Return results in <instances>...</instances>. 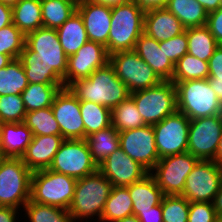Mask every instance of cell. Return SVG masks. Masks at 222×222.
<instances>
[{
    "mask_svg": "<svg viewBox=\"0 0 222 222\" xmlns=\"http://www.w3.org/2000/svg\"><path fill=\"white\" fill-rule=\"evenodd\" d=\"M68 88L79 101L94 102L110 109L130 96L126 85L117 77L109 62L88 78L73 82Z\"/></svg>",
    "mask_w": 222,
    "mask_h": 222,
    "instance_id": "cell-1",
    "label": "cell"
},
{
    "mask_svg": "<svg viewBox=\"0 0 222 222\" xmlns=\"http://www.w3.org/2000/svg\"><path fill=\"white\" fill-rule=\"evenodd\" d=\"M112 187V183L99 170L77 179L74 196L68 208L73 221H100Z\"/></svg>",
    "mask_w": 222,
    "mask_h": 222,
    "instance_id": "cell-2",
    "label": "cell"
},
{
    "mask_svg": "<svg viewBox=\"0 0 222 222\" xmlns=\"http://www.w3.org/2000/svg\"><path fill=\"white\" fill-rule=\"evenodd\" d=\"M142 10L133 0L111 8V28L108 35V54L133 50L137 39L144 33Z\"/></svg>",
    "mask_w": 222,
    "mask_h": 222,
    "instance_id": "cell-3",
    "label": "cell"
},
{
    "mask_svg": "<svg viewBox=\"0 0 222 222\" xmlns=\"http://www.w3.org/2000/svg\"><path fill=\"white\" fill-rule=\"evenodd\" d=\"M177 110L190 120L222 114V104L208 79L177 82Z\"/></svg>",
    "mask_w": 222,
    "mask_h": 222,
    "instance_id": "cell-4",
    "label": "cell"
},
{
    "mask_svg": "<svg viewBox=\"0 0 222 222\" xmlns=\"http://www.w3.org/2000/svg\"><path fill=\"white\" fill-rule=\"evenodd\" d=\"M32 173L22 158H0V206L23 210L31 197Z\"/></svg>",
    "mask_w": 222,
    "mask_h": 222,
    "instance_id": "cell-5",
    "label": "cell"
},
{
    "mask_svg": "<svg viewBox=\"0 0 222 222\" xmlns=\"http://www.w3.org/2000/svg\"><path fill=\"white\" fill-rule=\"evenodd\" d=\"M76 182L77 179L50 169L34 171L31 177L30 200L68 210Z\"/></svg>",
    "mask_w": 222,
    "mask_h": 222,
    "instance_id": "cell-6",
    "label": "cell"
},
{
    "mask_svg": "<svg viewBox=\"0 0 222 222\" xmlns=\"http://www.w3.org/2000/svg\"><path fill=\"white\" fill-rule=\"evenodd\" d=\"M146 125H154L177 110L176 86L161 81L148 89L130 93Z\"/></svg>",
    "mask_w": 222,
    "mask_h": 222,
    "instance_id": "cell-7",
    "label": "cell"
},
{
    "mask_svg": "<svg viewBox=\"0 0 222 222\" xmlns=\"http://www.w3.org/2000/svg\"><path fill=\"white\" fill-rule=\"evenodd\" d=\"M109 63L130 93L148 89L162 81L134 50L120 51L109 55Z\"/></svg>",
    "mask_w": 222,
    "mask_h": 222,
    "instance_id": "cell-8",
    "label": "cell"
},
{
    "mask_svg": "<svg viewBox=\"0 0 222 222\" xmlns=\"http://www.w3.org/2000/svg\"><path fill=\"white\" fill-rule=\"evenodd\" d=\"M51 171L81 179L98 170L85 139H65L49 167Z\"/></svg>",
    "mask_w": 222,
    "mask_h": 222,
    "instance_id": "cell-9",
    "label": "cell"
},
{
    "mask_svg": "<svg viewBox=\"0 0 222 222\" xmlns=\"http://www.w3.org/2000/svg\"><path fill=\"white\" fill-rule=\"evenodd\" d=\"M199 161L188 151L158 160L150 174L164 195H182L188 174Z\"/></svg>",
    "mask_w": 222,
    "mask_h": 222,
    "instance_id": "cell-10",
    "label": "cell"
},
{
    "mask_svg": "<svg viewBox=\"0 0 222 222\" xmlns=\"http://www.w3.org/2000/svg\"><path fill=\"white\" fill-rule=\"evenodd\" d=\"M25 45L37 54V60L54 71L63 81L66 76L68 56L58 38L56 29L40 27L26 34Z\"/></svg>",
    "mask_w": 222,
    "mask_h": 222,
    "instance_id": "cell-11",
    "label": "cell"
},
{
    "mask_svg": "<svg viewBox=\"0 0 222 222\" xmlns=\"http://www.w3.org/2000/svg\"><path fill=\"white\" fill-rule=\"evenodd\" d=\"M190 119L176 110L153 125L159 159L187 152Z\"/></svg>",
    "mask_w": 222,
    "mask_h": 222,
    "instance_id": "cell-12",
    "label": "cell"
},
{
    "mask_svg": "<svg viewBox=\"0 0 222 222\" xmlns=\"http://www.w3.org/2000/svg\"><path fill=\"white\" fill-rule=\"evenodd\" d=\"M222 184V167L213 160H199L188 174L182 196L189 202L212 203Z\"/></svg>",
    "mask_w": 222,
    "mask_h": 222,
    "instance_id": "cell-13",
    "label": "cell"
},
{
    "mask_svg": "<svg viewBox=\"0 0 222 222\" xmlns=\"http://www.w3.org/2000/svg\"><path fill=\"white\" fill-rule=\"evenodd\" d=\"M222 132V114L190 120L187 151L199 160H214Z\"/></svg>",
    "mask_w": 222,
    "mask_h": 222,
    "instance_id": "cell-14",
    "label": "cell"
},
{
    "mask_svg": "<svg viewBox=\"0 0 222 222\" xmlns=\"http://www.w3.org/2000/svg\"><path fill=\"white\" fill-rule=\"evenodd\" d=\"M120 148L149 173L159 160L153 125L119 132Z\"/></svg>",
    "mask_w": 222,
    "mask_h": 222,
    "instance_id": "cell-15",
    "label": "cell"
},
{
    "mask_svg": "<svg viewBox=\"0 0 222 222\" xmlns=\"http://www.w3.org/2000/svg\"><path fill=\"white\" fill-rule=\"evenodd\" d=\"M109 62V54L102 44L87 41L75 54L68 56L66 76L63 86L68 88L73 82L88 78L96 69Z\"/></svg>",
    "mask_w": 222,
    "mask_h": 222,
    "instance_id": "cell-16",
    "label": "cell"
},
{
    "mask_svg": "<svg viewBox=\"0 0 222 222\" xmlns=\"http://www.w3.org/2000/svg\"><path fill=\"white\" fill-rule=\"evenodd\" d=\"M51 108L64 139H84V122L79 99L69 88L60 89L54 97Z\"/></svg>",
    "mask_w": 222,
    "mask_h": 222,
    "instance_id": "cell-17",
    "label": "cell"
},
{
    "mask_svg": "<svg viewBox=\"0 0 222 222\" xmlns=\"http://www.w3.org/2000/svg\"><path fill=\"white\" fill-rule=\"evenodd\" d=\"M98 170L112 183V186L124 187L142 180L149 174L120 147L98 165Z\"/></svg>",
    "mask_w": 222,
    "mask_h": 222,
    "instance_id": "cell-18",
    "label": "cell"
},
{
    "mask_svg": "<svg viewBox=\"0 0 222 222\" xmlns=\"http://www.w3.org/2000/svg\"><path fill=\"white\" fill-rule=\"evenodd\" d=\"M77 11L84 21L89 41L107 47L111 28V7L84 0L77 3Z\"/></svg>",
    "mask_w": 222,
    "mask_h": 222,
    "instance_id": "cell-19",
    "label": "cell"
},
{
    "mask_svg": "<svg viewBox=\"0 0 222 222\" xmlns=\"http://www.w3.org/2000/svg\"><path fill=\"white\" fill-rule=\"evenodd\" d=\"M144 60L162 81H171L175 65L164 52V41H157L143 33L133 49Z\"/></svg>",
    "mask_w": 222,
    "mask_h": 222,
    "instance_id": "cell-20",
    "label": "cell"
},
{
    "mask_svg": "<svg viewBox=\"0 0 222 222\" xmlns=\"http://www.w3.org/2000/svg\"><path fill=\"white\" fill-rule=\"evenodd\" d=\"M65 139L61 135L33 136L22 157L23 163L32 171L49 169L54 156Z\"/></svg>",
    "mask_w": 222,
    "mask_h": 222,
    "instance_id": "cell-21",
    "label": "cell"
},
{
    "mask_svg": "<svg viewBox=\"0 0 222 222\" xmlns=\"http://www.w3.org/2000/svg\"><path fill=\"white\" fill-rule=\"evenodd\" d=\"M185 27L167 8L145 11L144 33L157 41H164L183 33Z\"/></svg>",
    "mask_w": 222,
    "mask_h": 222,
    "instance_id": "cell-22",
    "label": "cell"
},
{
    "mask_svg": "<svg viewBox=\"0 0 222 222\" xmlns=\"http://www.w3.org/2000/svg\"><path fill=\"white\" fill-rule=\"evenodd\" d=\"M32 139L33 133L24 122L0 123V156L22 158Z\"/></svg>",
    "mask_w": 222,
    "mask_h": 222,
    "instance_id": "cell-23",
    "label": "cell"
},
{
    "mask_svg": "<svg viewBox=\"0 0 222 222\" xmlns=\"http://www.w3.org/2000/svg\"><path fill=\"white\" fill-rule=\"evenodd\" d=\"M127 187L133 202V215L135 216L160 204L164 196L155 178L150 173L142 180Z\"/></svg>",
    "mask_w": 222,
    "mask_h": 222,
    "instance_id": "cell-24",
    "label": "cell"
},
{
    "mask_svg": "<svg viewBox=\"0 0 222 222\" xmlns=\"http://www.w3.org/2000/svg\"><path fill=\"white\" fill-rule=\"evenodd\" d=\"M59 41L67 56L75 54L89 41L84 21L76 11L63 25L56 29Z\"/></svg>",
    "mask_w": 222,
    "mask_h": 222,
    "instance_id": "cell-25",
    "label": "cell"
},
{
    "mask_svg": "<svg viewBox=\"0 0 222 222\" xmlns=\"http://www.w3.org/2000/svg\"><path fill=\"white\" fill-rule=\"evenodd\" d=\"M133 215V202L128 187L113 186L99 222H117Z\"/></svg>",
    "mask_w": 222,
    "mask_h": 222,
    "instance_id": "cell-26",
    "label": "cell"
},
{
    "mask_svg": "<svg viewBox=\"0 0 222 222\" xmlns=\"http://www.w3.org/2000/svg\"><path fill=\"white\" fill-rule=\"evenodd\" d=\"M37 57V54L25 45L18 58L23 65L28 83L57 84L61 89L64 88L63 81L54 71H49L47 66L40 63Z\"/></svg>",
    "mask_w": 222,
    "mask_h": 222,
    "instance_id": "cell-27",
    "label": "cell"
},
{
    "mask_svg": "<svg viewBox=\"0 0 222 222\" xmlns=\"http://www.w3.org/2000/svg\"><path fill=\"white\" fill-rule=\"evenodd\" d=\"M13 24L25 35L43 27L40 0H20L12 8Z\"/></svg>",
    "mask_w": 222,
    "mask_h": 222,
    "instance_id": "cell-28",
    "label": "cell"
},
{
    "mask_svg": "<svg viewBox=\"0 0 222 222\" xmlns=\"http://www.w3.org/2000/svg\"><path fill=\"white\" fill-rule=\"evenodd\" d=\"M166 8L185 28L201 27L207 23L208 13L197 0H169Z\"/></svg>",
    "mask_w": 222,
    "mask_h": 222,
    "instance_id": "cell-29",
    "label": "cell"
},
{
    "mask_svg": "<svg viewBox=\"0 0 222 222\" xmlns=\"http://www.w3.org/2000/svg\"><path fill=\"white\" fill-rule=\"evenodd\" d=\"M93 160L99 165L119 147V132L111 125L86 137Z\"/></svg>",
    "mask_w": 222,
    "mask_h": 222,
    "instance_id": "cell-30",
    "label": "cell"
},
{
    "mask_svg": "<svg viewBox=\"0 0 222 222\" xmlns=\"http://www.w3.org/2000/svg\"><path fill=\"white\" fill-rule=\"evenodd\" d=\"M43 27L58 29L76 11L77 2L74 0H40Z\"/></svg>",
    "mask_w": 222,
    "mask_h": 222,
    "instance_id": "cell-31",
    "label": "cell"
},
{
    "mask_svg": "<svg viewBox=\"0 0 222 222\" xmlns=\"http://www.w3.org/2000/svg\"><path fill=\"white\" fill-rule=\"evenodd\" d=\"M188 40L187 53L207 61L212 57L214 50L219 46L209 28L205 26L185 29Z\"/></svg>",
    "mask_w": 222,
    "mask_h": 222,
    "instance_id": "cell-32",
    "label": "cell"
},
{
    "mask_svg": "<svg viewBox=\"0 0 222 222\" xmlns=\"http://www.w3.org/2000/svg\"><path fill=\"white\" fill-rule=\"evenodd\" d=\"M84 122V139L111 126V109L89 101H79Z\"/></svg>",
    "mask_w": 222,
    "mask_h": 222,
    "instance_id": "cell-33",
    "label": "cell"
},
{
    "mask_svg": "<svg viewBox=\"0 0 222 222\" xmlns=\"http://www.w3.org/2000/svg\"><path fill=\"white\" fill-rule=\"evenodd\" d=\"M57 84H33L28 83L21 93L27 112L51 107L55 95L60 91Z\"/></svg>",
    "mask_w": 222,
    "mask_h": 222,
    "instance_id": "cell-34",
    "label": "cell"
},
{
    "mask_svg": "<svg viewBox=\"0 0 222 222\" xmlns=\"http://www.w3.org/2000/svg\"><path fill=\"white\" fill-rule=\"evenodd\" d=\"M28 86L25 70L19 59H13L0 68V96L21 95Z\"/></svg>",
    "mask_w": 222,
    "mask_h": 222,
    "instance_id": "cell-35",
    "label": "cell"
},
{
    "mask_svg": "<svg viewBox=\"0 0 222 222\" xmlns=\"http://www.w3.org/2000/svg\"><path fill=\"white\" fill-rule=\"evenodd\" d=\"M111 125L118 131H126L145 126V122L129 96L125 101L111 109Z\"/></svg>",
    "mask_w": 222,
    "mask_h": 222,
    "instance_id": "cell-36",
    "label": "cell"
},
{
    "mask_svg": "<svg viewBox=\"0 0 222 222\" xmlns=\"http://www.w3.org/2000/svg\"><path fill=\"white\" fill-rule=\"evenodd\" d=\"M208 76V62L186 53L175 64V70L171 81L176 84L177 82H184L187 80L207 79Z\"/></svg>",
    "mask_w": 222,
    "mask_h": 222,
    "instance_id": "cell-37",
    "label": "cell"
},
{
    "mask_svg": "<svg viewBox=\"0 0 222 222\" xmlns=\"http://www.w3.org/2000/svg\"><path fill=\"white\" fill-rule=\"evenodd\" d=\"M23 211L26 222H74L68 210L31 200L24 205Z\"/></svg>",
    "mask_w": 222,
    "mask_h": 222,
    "instance_id": "cell-38",
    "label": "cell"
},
{
    "mask_svg": "<svg viewBox=\"0 0 222 222\" xmlns=\"http://www.w3.org/2000/svg\"><path fill=\"white\" fill-rule=\"evenodd\" d=\"M24 123L32 131L33 136L61 135L51 107L27 112Z\"/></svg>",
    "mask_w": 222,
    "mask_h": 222,
    "instance_id": "cell-39",
    "label": "cell"
},
{
    "mask_svg": "<svg viewBox=\"0 0 222 222\" xmlns=\"http://www.w3.org/2000/svg\"><path fill=\"white\" fill-rule=\"evenodd\" d=\"M25 42L26 35L13 23L0 29V54L18 59L25 47Z\"/></svg>",
    "mask_w": 222,
    "mask_h": 222,
    "instance_id": "cell-40",
    "label": "cell"
},
{
    "mask_svg": "<svg viewBox=\"0 0 222 222\" xmlns=\"http://www.w3.org/2000/svg\"><path fill=\"white\" fill-rule=\"evenodd\" d=\"M189 204L182 195H164L161 200L163 222H188Z\"/></svg>",
    "mask_w": 222,
    "mask_h": 222,
    "instance_id": "cell-41",
    "label": "cell"
},
{
    "mask_svg": "<svg viewBox=\"0 0 222 222\" xmlns=\"http://www.w3.org/2000/svg\"><path fill=\"white\" fill-rule=\"evenodd\" d=\"M26 113L21 95L0 96V123L24 122Z\"/></svg>",
    "mask_w": 222,
    "mask_h": 222,
    "instance_id": "cell-42",
    "label": "cell"
},
{
    "mask_svg": "<svg viewBox=\"0 0 222 222\" xmlns=\"http://www.w3.org/2000/svg\"><path fill=\"white\" fill-rule=\"evenodd\" d=\"M218 220L213 203L190 202L188 222H217Z\"/></svg>",
    "mask_w": 222,
    "mask_h": 222,
    "instance_id": "cell-43",
    "label": "cell"
},
{
    "mask_svg": "<svg viewBox=\"0 0 222 222\" xmlns=\"http://www.w3.org/2000/svg\"><path fill=\"white\" fill-rule=\"evenodd\" d=\"M188 51L186 32L180 33L173 38L164 40V52L167 58L175 65Z\"/></svg>",
    "mask_w": 222,
    "mask_h": 222,
    "instance_id": "cell-44",
    "label": "cell"
},
{
    "mask_svg": "<svg viewBox=\"0 0 222 222\" xmlns=\"http://www.w3.org/2000/svg\"><path fill=\"white\" fill-rule=\"evenodd\" d=\"M206 26L216 39L218 45H222V6L208 14Z\"/></svg>",
    "mask_w": 222,
    "mask_h": 222,
    "instance_id": "cell-45",
    "label": "cell"
},
{
    "mask_svg": "<svg viewBox=\"0 0 222 222\" xmlns=\"http://www.w3.org/2000/svg\"><path fill=\"white\" fill-rule=\"evenodd\" d=\"M209 76L207 79H222V45H219L208 60Z\"/></svg>",
    "mask_w": 222,
    "mask_h": 222,
    "instance_id": "cell-46",
    "label": "cell"
},
{
    "mask_svg": "<svg viewBox=\"0 0 222 222\" xmlns=\"http://www.w3.org/2000/svg\"><path fill=\"white\" fill-rule=\"evenodd\" d=\"M140 222H163V213L161 203L136 215Z\"/></svg>",
    "mask_w": 222,
    "mask_h": 222,
    "instance_id": "cell-47",
    "label": "cell"
},
{
    "mask_svg": "<svg viewBox=\"0 0 222 222\" xmlns=\"http://www.w3.org/2000/svg\"><path fill=\"white\" fill-rule=\"evenodd\" d=\"M20 210L13 207L0 206V222H19ZM18 215V216H17ZM17 220V221H16Z\"/></svg>",
    "mask_w": 222,
    "mask_h": 222,
    "instance_id": "cell-48",
    "label": "cell"
},
{
    "mask_svg": "<svg viewBox=\"0 0 222 222\" xmlns=\"http://www.w3.org/2000/svg\"><path fill=\"white\" fill-rule=\"evenodd\" d=\"M142 10L166 8L169 0H133Z\"/></svg>",
    "mask_w": 222,
    "mask_h": 222,
    "instance_id": "cell-49",
    "label": "cell"
},
{
    "mask_svg": "<svg viewBox=\"0 0 222 222\" xmlns=\"http://www.w3.org/2000/svg\"><path fill=\"white\" fill-rule=\"evenodd\" d=\"M12 23V8L0 2V29Z\"/></svg>",
    "mask_w": 222,
    "mask_h": 222,
    "instance_id": "cell-50",
    "label": "cell"
},
{
    "mask_svg": "<svg viewBox=\"0 0 222 222\" xmlns=\"http://www.w3.org/2000/svg\"><path fill=\"white\" fill-rule=\"evenodd\" d=\"M209 14L222 6V0H197Z\"/></svg>",
    "mask_w": 222,
    "mask_h": 222,
    "instance_id": "cell-51",
    "label": "cell"
},
{
    "mask_svg": "<svg viewBox=\"0 0 222 222\" xmlns=\"http://www.w3.org/2000/svg\"><path fill=\"white\" fill-rule=\"evenodd\" d=\"M212 203L218 219L222 220V184Z\"/></svg>",
    "mask_w": 222,
    "mask_h": 222,
    "instance_id": "cell-52",
    "label": "cell"
},
{
    "mask_svg": "<svg viewBox=\"0 0 222 222\" xmlns=\"http://www.w3.org/2000/svg\"><path fill=\"white\" fill-rule=\"evenodd\" d=\"M208 82L222 104V79H208Z\"/></svg>",
    "mask_w": 222,
    "mask_h": 222,
    "instance_id": "cell-53",
    "label": "cell"
},
{
    "mask_svg": "<svg viewBox=\"0 0 222 222\" xmlns=\"http://www.w3.org/2000/svg\"><path fill=\"white\" fill-rule=\"evenodd\" d=\"M89 2H93L96 4H101V5H105L108 7H114V6H118V5H123L128 3L130 0H87Z\"/></svg>",
    "mask_w": 222,
    "mask_h": 222,
    "instance_id": "cell-54",
    "label": "cell"
},
{
    "mask_svg": "<svg viewBox=\"0 0 222 222\" xmlns=\"http://www.w3.org/2000/svg\"><path fill=\"white\" fill-rule=\"evenodd\" d=\"M218 165L222 167V132H221V137L218 145L217 152L215 154L214 160Z\"/></svg>",
    "mask_w": 222,
    "mask_h": 222,
    "instance_id": "cell-55",
    "label": "cell"
},
{
    "mask_svg": "<svg viewBox=\"0 0 222 222\" xmlns=\"http://www.w3.org/2000/svg\"><path fill=\"white\" fill-rule=\"evenodd\" d=\"M12 60L9 55L0 54V68L6 67Z\"/></svg>",
    "mask_w": 222,
    "mask_h": 222,
    "instance_id": "cell-56",
    "label": "cell"
},
{
    "mask_svg": "<svg viewBox=\"0 0 222 222\" xmlns=\"http://www.w3.org/2000/svg\"><path fill=\"white\" fill-rule=\"evenodd\" d=\"M117 222H140L139 219L135 215L127 216Z\"/></svg>",
    "mask_w": 222,
    "mask_h": 222,
    "instance_id": "cell-57",
    "label": "cell"
},
{
    "mask_svg": "<svg viewBox=\"0 0 222 222\" xmlns=\"http://www.w3.org/2000/svg\"><path fill=\"white\" fill-rule=\"evenodd\" d=\"M19 1L20 0H0L2 4H5L6 6H9L11 8L15 7Z\"/></svg>",
    "mask_w": 222,
    "mask_h": 222,
    "instance_id": "cell-58",
    "label": "cell"
},
{
    "mask_svg": "<svg viewBox=\"0 0 222 222\" xmlns=\"http://www.w3.org/2000/svg\"><path fill=\"white\" fill-rule=\"evenodd\" d=\"M74 1H76L78 3V2H81V1H84V0H74Z\"/></svg>",
    "mask_w": 222,
    "mask_h": 222,
    "instance_id": "cell-59",
    "label": "cell"
}]
</instances>
